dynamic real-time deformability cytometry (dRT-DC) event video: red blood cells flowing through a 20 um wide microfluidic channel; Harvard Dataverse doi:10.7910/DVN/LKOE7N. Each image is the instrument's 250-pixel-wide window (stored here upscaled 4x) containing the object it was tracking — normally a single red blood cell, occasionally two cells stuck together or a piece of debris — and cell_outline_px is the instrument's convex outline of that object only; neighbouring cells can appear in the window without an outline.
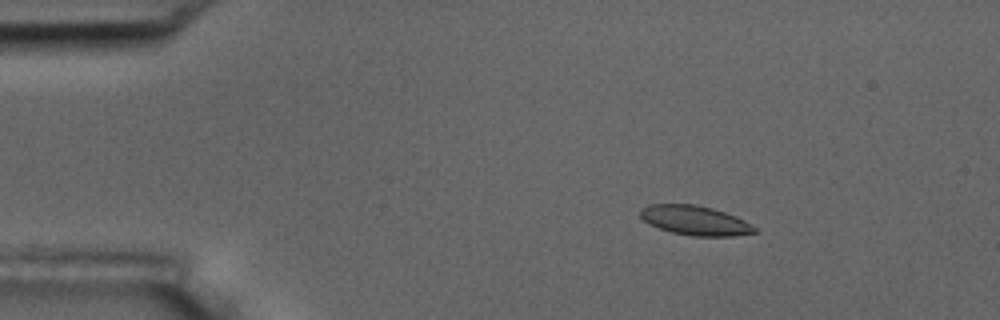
{"species": "common noctule bat (a hibernating species)", "species_latin": "Nyctalus noctula", "temperature_condition": "room temperature", "stored_images_in_passage": 5, "camera_frame_rate_fps": 3000, "um_per_image_px": 0.085, "animal": {"sex": "male", "body_mass_g": 17.5, "forearm_length_mm": 52.3}, "frame": {"image": 1, "passage_image": 1, "time_ms": 0.0, "image_size_px": [1000, 320], "cell_outline_px": [[756, 232], [732, 236], [692, 236], [672, 232], [648, 224], [640, 216], [640, 208], [648, 204], [696, 204], [712, 208], [736, 216], [744, 220], [756, 228]], "centroid_in_image_um": [59.05, 18.73], "position_along_channel_um": 26.0, "area_um2": 19.59}}
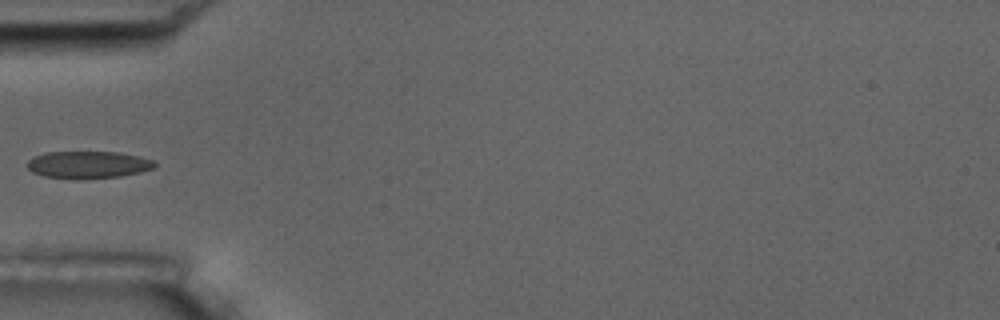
{"frame": {"image": 2, "passage_image": 4, "time_ms": 3.333, "image_size_px": [1000, 320], "cell_outline_px": [[156, 168], [140, 172], [120, 176], [80, 180], [76, 180], [44, 176], [32, 172], [28, 168], [28, 160], [32, 156], [44, 152], [120, 152], [152, 160], [156, 164]], "centroid_in_image_um": [7.46, 14.01], "position_along_channel_um": 77.5, "area_um2": 20.46}}